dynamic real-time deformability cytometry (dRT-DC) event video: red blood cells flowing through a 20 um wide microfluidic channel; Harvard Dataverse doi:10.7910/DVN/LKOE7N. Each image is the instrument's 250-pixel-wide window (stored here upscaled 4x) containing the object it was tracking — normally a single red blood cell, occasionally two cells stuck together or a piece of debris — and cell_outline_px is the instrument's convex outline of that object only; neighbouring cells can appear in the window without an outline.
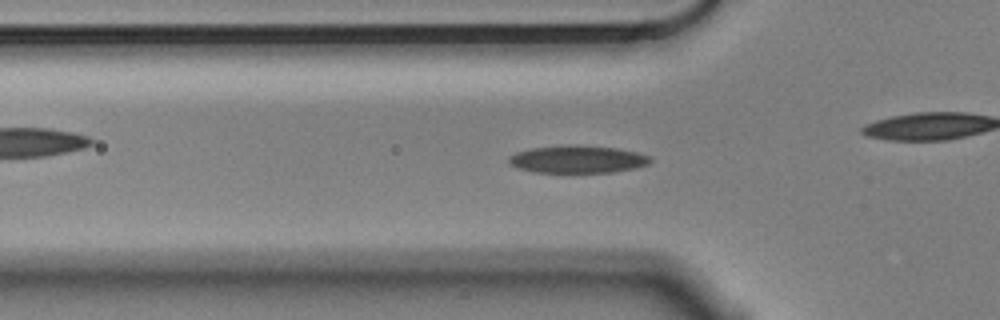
{"species": "Egyptian fruit bat (a non-hibernating species)", "species_latin": "Rousettus aegyptiacus", "temperature_condition": "cold", "stored_images_in_passage": 52, "camera_frame_rate_fps": 3000, "um_per_image_px": 0.085, "animal": {"sex": "male"}, "frame": {"image": 1, "passage_image": 14, "time_ms": 4.333, "image_size_px": [1000, 320], "cell_outline_px": [[652, 160], [648, 164], [636, 168], [612, 172], [536, 172], [516, 168], [508, 164], [508, 156], [516, 152], [532, 148], [568, 144], [576, 144], [616, 148], [636, 152], [652, 156]], "centroid_in_image_um": [49.08, 13.53], "position_along_channel_um": 76.7, "area_um2": 22.95}}
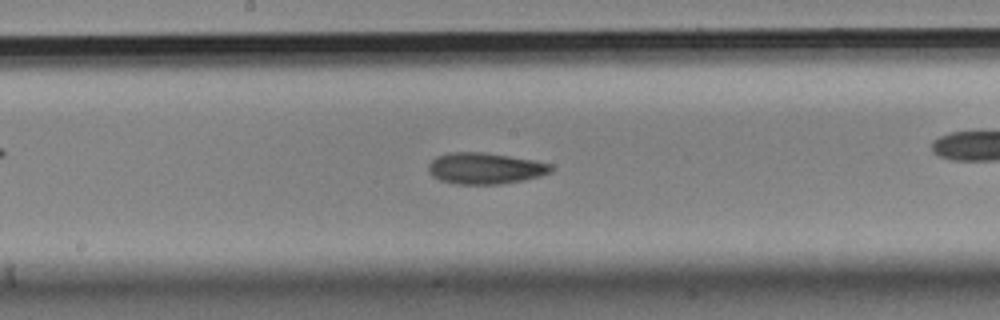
{"frame": {"image": 2, "passage_image": 25, "time_ms": 8.0, "image_size_px": [1000, 320], "cell_outline_px": [[556, 168], [552, 172], [540, 176], [524, 180], [500, 184], [456, 184], [440, 180], [432, 176], [428, 172], [428, 164], [436, 156], [448, 152], [484, 152], [532, 160], [552, 164]], "centroid_in_image_um": [41.23, 14.31], "position_along_channel_um": 207.0, "area_um2": 22.54}}
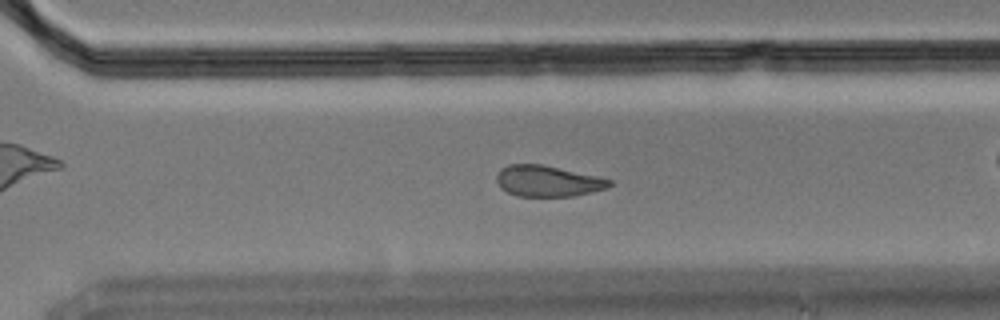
{"frame": {"image": 3, "passage_image": 35, "time_ms": 11.333, "image_size_px": [1000, 320], "cell_outline_px": [[612, 184], [608, 188], [576, 196], [516, 196], [500, 188], [496, 180], [496, 176], [500, 168], [508, 164], [540, 164], [596, 176], [612, 180]], "centroid_in_image_um": [46.53, 15.4], "position_along_channel_um": 324.1, "area_um2": 20.4}}